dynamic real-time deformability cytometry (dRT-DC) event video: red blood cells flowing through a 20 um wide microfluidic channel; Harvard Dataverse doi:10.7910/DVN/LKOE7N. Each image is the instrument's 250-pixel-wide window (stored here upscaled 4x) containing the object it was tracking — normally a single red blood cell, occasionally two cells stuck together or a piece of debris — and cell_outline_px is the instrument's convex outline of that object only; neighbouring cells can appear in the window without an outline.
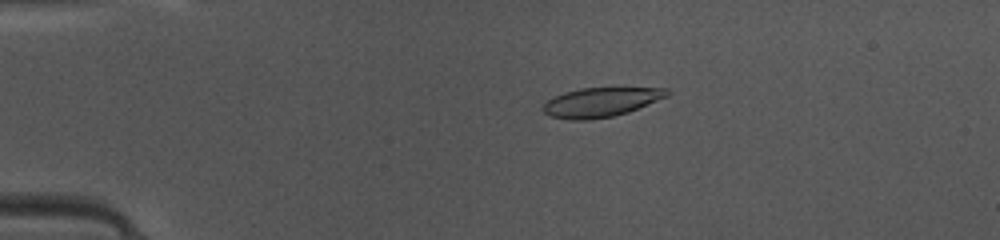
{"species": "common noctule bat (a hibernating species)", "species_latin": "Nyctalus noctula", "temperature_condition": "warm", "stored_images_in_passage": 44, "camera_frame_rate_fps": 3000, "um_per_image_px": 0.085, "animal": {"sex": "female", "body_mass_g": 10.0, "forearm_length_mm": 53.1}, "frame": {"image": 1, "passage_image": 11, "time_ms": 3.333, "image_size_px": [1000, 240], "cell_outline_px": [[672, 92], [668, 96], [628, 112], [612, 116], [592, 120], [568, 120], [552, 116], [544, 112], [540, 108], [552, 96], [564, 92], [580, 88], [668, 88]], "centroid_in_image_um": [51.05, 8.68], "position_along_channel_um": 33.9, "area_um2": 21.27}}
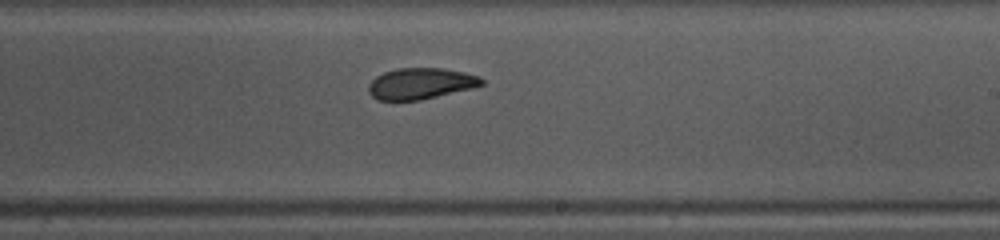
{"frame": {"image": 2, "passage_image": 30, "time_ms": 9.667, "image_size_px": [1000, 240], "cell_outline_px": [[484, 84], [472, 88], [420, 100], [376, 100], [368, 92], [368, 84], [376, 76], [384, 72], [396, 68], [444, 68], [464, 72], [480, 76], [484, 80]], "centroid_in_image_um": [35.75, 7.1], "position_along_channel_um": 253.3, "area_um2": 20.63}}
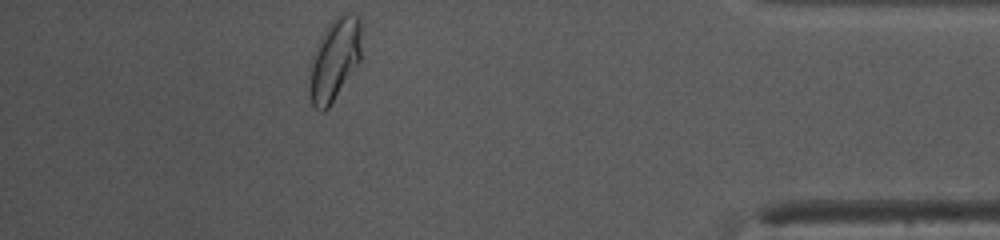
{"frame": {"image": 3, "passage_image": 44, "time_ms": 14.333, "image_size_px": [1000, 240], "cell_outline_px": [[360, 60], [328, 108], [324, 112], [320, 112], [312, 104], [312, 56], [316, 44], [328, 24], [336, 16], [348, 12], [360, 16]], "centroid_in_image_um": [28.47, 4.99], "position_along_channel_um": 406.7, "area_um2": 24.1}, "authors_computed_cell_mechanics": {"area_um2": 21.3282, "velocity_mm_per_s": 4.1242, "shape_relaxation_time_tau1_ms": 6.1838, "shape_relaxation_time_tau2_ms": 1.5607, "deformation_change_tau1": 0.1624, "deformation_change_tau2": 0.0626}}